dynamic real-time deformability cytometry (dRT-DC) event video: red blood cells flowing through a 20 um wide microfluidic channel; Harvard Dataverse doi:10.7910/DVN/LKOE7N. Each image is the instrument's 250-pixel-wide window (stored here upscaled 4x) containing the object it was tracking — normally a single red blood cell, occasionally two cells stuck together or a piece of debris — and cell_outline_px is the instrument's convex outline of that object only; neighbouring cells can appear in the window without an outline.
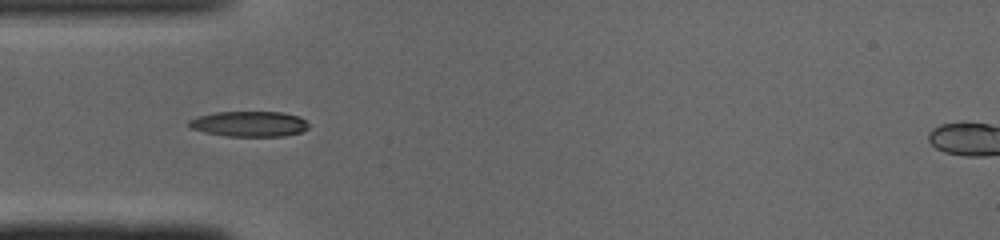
{"species": "common noctule bat (a hibernating species)", "species_latin": "Nyctalus noctula", "temperature_condition": "cold", "stored_images_in_passage": 24, "camera_frame_rate_fps": 3000, "um_per_image_px": 0.085, "animal": {"sex": "male", "body_mass_g": 19.0, "forearm_length_mm": 50.8}, "frame": {"image": 1, "passage_image": 4, "time_ms": 1.0, "image_size_px": [1000, 240], "cell_outline_px": [[308, 128], [300, 132], [284, 136], [228, 136], [204, 132], [192, 128], [188, 124], [188, 120], [196, 116], [216, 112], [280, 112], [300, 116], [308, 124]], "centroid_in_image_um": [21.17, 10.53], "position_along_channel_um": 63.8, "area_um2": 17.69}}